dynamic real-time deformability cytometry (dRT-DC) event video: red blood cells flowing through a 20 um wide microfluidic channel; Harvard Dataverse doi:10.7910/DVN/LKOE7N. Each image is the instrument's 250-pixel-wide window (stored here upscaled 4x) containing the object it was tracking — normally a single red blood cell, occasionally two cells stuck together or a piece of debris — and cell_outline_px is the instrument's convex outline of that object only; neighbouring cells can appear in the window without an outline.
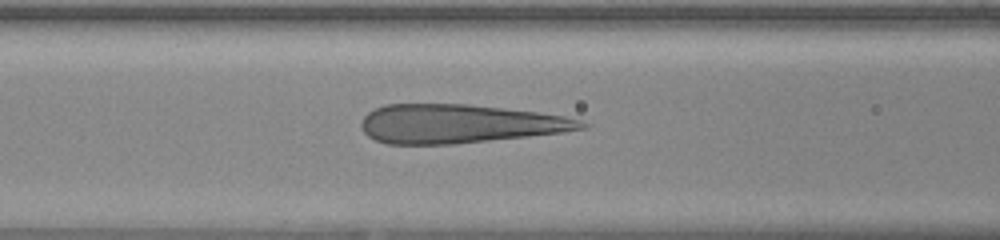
{"species": "human", "species_latin": "Homo sapiens", "temperature_condition": "warm", "stored_images_in_passage": 51, "camera_frame_rate_fps": 3000, "um_per_image_px": 0.085, "donor": {"sex": "female"}, "frame": {"image": 1, "passage_image": 22, "time_ms": 7.0, "image_size_px": [1000, 240], "cell_outline_px": [[592, 124], [588, 128], [564, 132], [528, 136], [452, 144], [388, 144], [376, 140], [368, 136], [364, 132], [360, 124], [364, 116], [368, 112], [384, 104], [468, 104], [504, 108], [536, 112], [564, 116], [580, 120]], "centroid_in_image_um": [39.04, 10.52], "position_along_channel_um": 127.6, "area_um2": 49.71}}
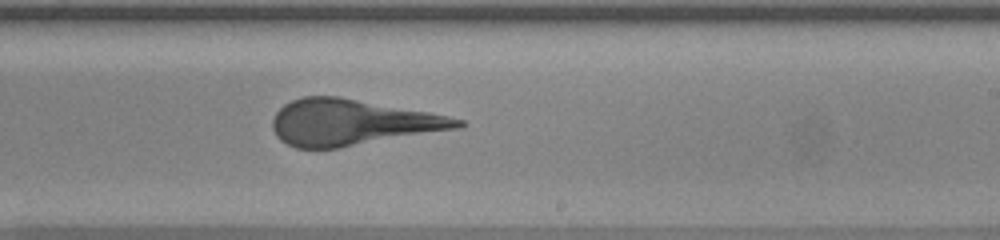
{"frame": {"image": 2, "passage_image": 32, "time_ms": 10.333, "image_size_px": [1000, 240], "cell_outline_px": [[464, 124], [460, 128], [340, 148], [296, 148], [280, 140], [276, 136], [272, 128], [272, 120], [276, 112], [284, 104], [292, 100], [304, 96], [340, 96], [428, 112], [448, 116], [464, 120]], "centroid_in_image_um": [29.89, 10.4], "position_along_channel_um": 259.1, "area_um2": 49.59}}
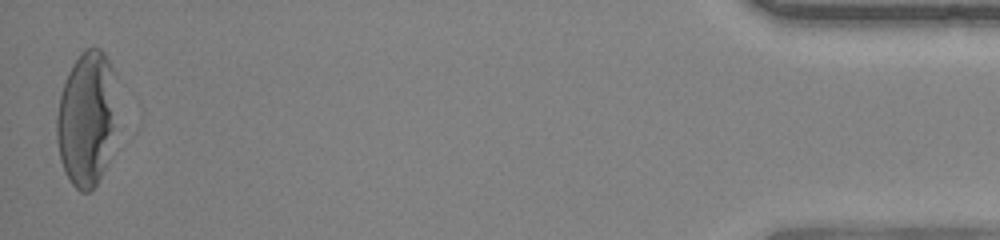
{"frame": {"image": 3, "passage_image": 51, "time_ms": 16.667, "image_size_px": [1000, 240], "cell_outline_px": [[112, 128], [104, 168], [96, 184], [88, 192], [80, 192], [72, 184], [60, 160], [56, 140], [56, 116], [60, 96], [68, 72], [72, 64], [80, 52], [84, 48], [100, 48], [104, 52], [112, 68]], "centroid_in_image_um": [7.27, 10.07], "position_along_channel_um": 427.9, "area_um2": 45.66}}